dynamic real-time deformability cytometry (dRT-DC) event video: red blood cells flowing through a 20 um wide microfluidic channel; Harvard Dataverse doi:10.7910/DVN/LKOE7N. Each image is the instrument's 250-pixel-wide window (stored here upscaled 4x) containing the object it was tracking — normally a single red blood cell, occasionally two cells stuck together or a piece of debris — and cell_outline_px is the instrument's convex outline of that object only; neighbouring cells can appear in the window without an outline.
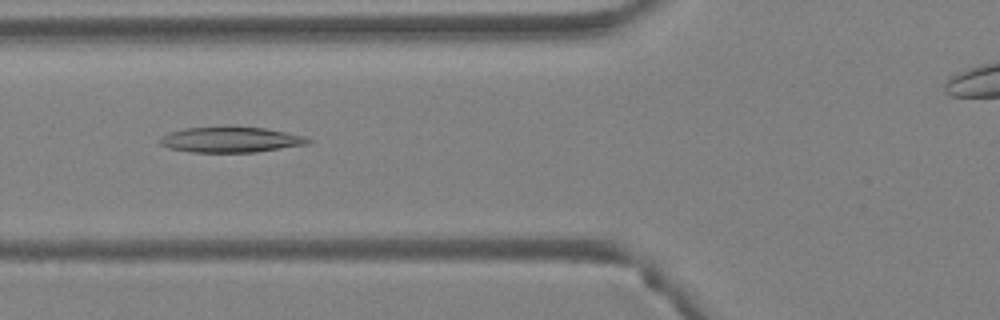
{"species": "Egyptian fruit bat (a non-hibernating species)", "species_latin": "Rousettus aegyptiacus", "temperature_condition": "warm", "stored_images_in_passage": 4, "camera_frame_rate_fps": 3000, "um_per_image_px": 0.085, "animal": {"sex": "female"}, "frame": {"image": 1, "passage_image": 4, "time_ms": 1.0, "image_size_px": [1000, 320], "cell_outline_px": [[312, 140], [308, 144], [256, 152], [188, 152], [168, 148], [160, 144], [160, 140], [168, 132], [184, 128], [224, 124], [228, 124], [264, 128], [304, 136]], "centroid_in_image_um": [19.57, 11.83], "position_along_channel_um": 106.2, "area_um2": 22.72}}